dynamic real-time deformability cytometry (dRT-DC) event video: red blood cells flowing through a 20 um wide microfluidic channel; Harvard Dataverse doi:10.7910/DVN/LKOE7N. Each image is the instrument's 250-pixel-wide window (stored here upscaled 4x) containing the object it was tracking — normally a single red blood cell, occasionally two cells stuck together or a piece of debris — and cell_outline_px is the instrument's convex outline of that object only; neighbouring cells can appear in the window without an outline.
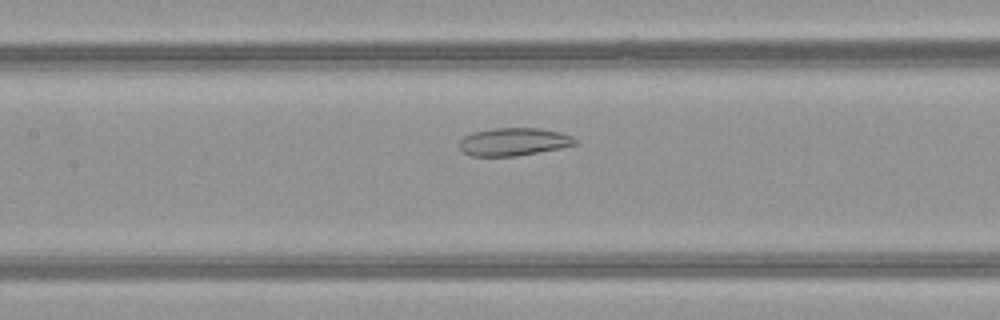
{"species": "common noctule bat (a hibernating species)", "species_latin": "Nyctalus noctula", "temperature_condition": "warm", "stored_images_in_passage": 41, "camera_frame_rate_fps": 3000, "um_per_image_px": 0.085, "animal": {"sex": "female", "body_mass_g": 21.9}, "frame": {"image": 1, "passage_image": 14, "time_ms": 4.333, "image_size_px": [1000, 320], "cell_outline_px": [[576, 144], [560, 148], [516, 156], [472, 156], [464, 152], [460, 148], [460, 140], [464, 136], [472, 132], [492, 128], [540, 128], [560, 132], [572, 136], [576, 140]], "centroid_in_image_um": [43.65, 12.04], "position_along_channel_um": 163.8, "area_um2": 18.73}}
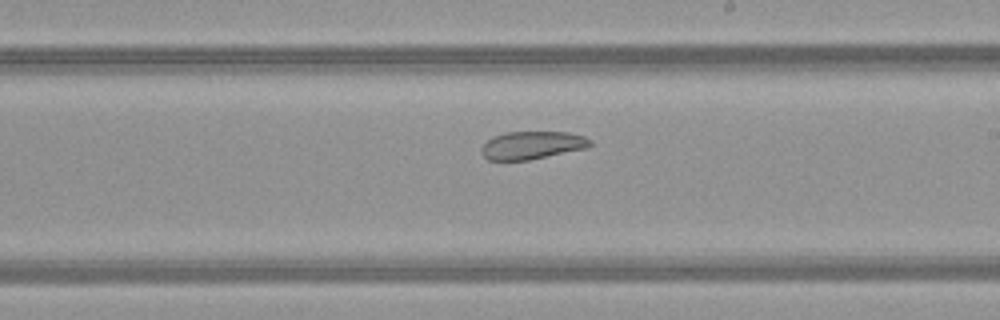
{"frame": {"image": 2, "passage_image": 20, "time_ms": 6.333, "image_size_px": [1000, 320], "cell_outline_px": [[592, 144], [588, 148], [528, 160], [488, 160], [480, 152], [480, 148], [488, 140], [504, 132], [568, 132], [584, 136], [592, 140]], "centroid_in_image_um": [45.25, 12.34], "position_along_channel_um": 243.8, "area_um2": 17.69}}
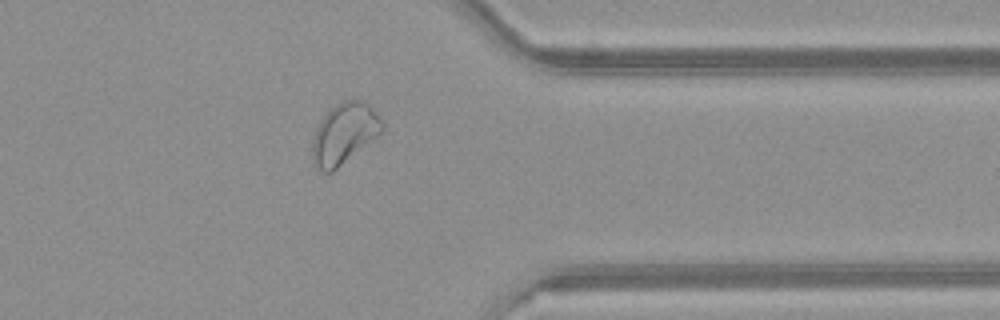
{"frame": {"image": 3, "passage_image": 31, "time_ms": 10.0, "image_size_px": [1000, 320], "cell_outline_px": [[384, 128], [376, 136], [332, 172], [320, 172], [312, 164], [312, 136], [320, 120], [336, 104], [352, 96], [368, 104], [376, 112], [384, 124]], "centroid_in_image_um": [29.22, 11.34], "position_along_channel_um": 382.2, "area_um2": 24.68}, "authors_computed_cell_mechanics": {"area_um2": 21.8484, "velocity_mm_per_s": 4.0196, "shape_relaxation_time_tau1_ms": null, "shape_relaxation_time_tau2_ms": 3.349, "deformation_change_tau1": null, "deformation_change_tau2": 0.1003}}